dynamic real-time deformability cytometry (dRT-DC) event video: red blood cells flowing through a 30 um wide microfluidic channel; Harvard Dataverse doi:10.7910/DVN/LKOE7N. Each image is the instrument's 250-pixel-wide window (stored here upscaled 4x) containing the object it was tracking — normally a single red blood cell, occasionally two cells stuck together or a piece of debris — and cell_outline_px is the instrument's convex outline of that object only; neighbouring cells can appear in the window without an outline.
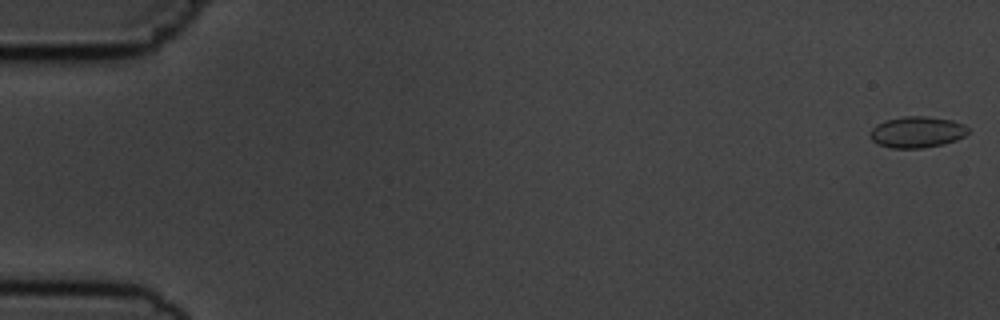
{"species": "common noctule bat (a hibernating species)", "species_latin": "Nyctalus noctula", "temperature_condition": "cold", "stored_images_in_passage": 5, "camera_frame_rate_fps": 3000, "um_per_image_px": 0.085, "animal": {"sex": "male", "body_mass_g": 19.5, "forearm_length_mm": 54.6}, "frame": {"image": 1, "passage_image": 1, "time_ms": 0.0, "image_size_px": [1000, 320], "cell_outline_px": [[968, 132], [964, 136], [956, 140], [944, 144], [920, 148], [892, 148], [880, 144], [872, 140], [872, 128], [876, 124], [884, 120], [904, 116], [928, 116], [952, 120], [964, 124], [968, 128]], "centroid_in_image_um": [77.97, 11.21], "position_along_channel_um": 7.0, "area_um2": 17.74}}